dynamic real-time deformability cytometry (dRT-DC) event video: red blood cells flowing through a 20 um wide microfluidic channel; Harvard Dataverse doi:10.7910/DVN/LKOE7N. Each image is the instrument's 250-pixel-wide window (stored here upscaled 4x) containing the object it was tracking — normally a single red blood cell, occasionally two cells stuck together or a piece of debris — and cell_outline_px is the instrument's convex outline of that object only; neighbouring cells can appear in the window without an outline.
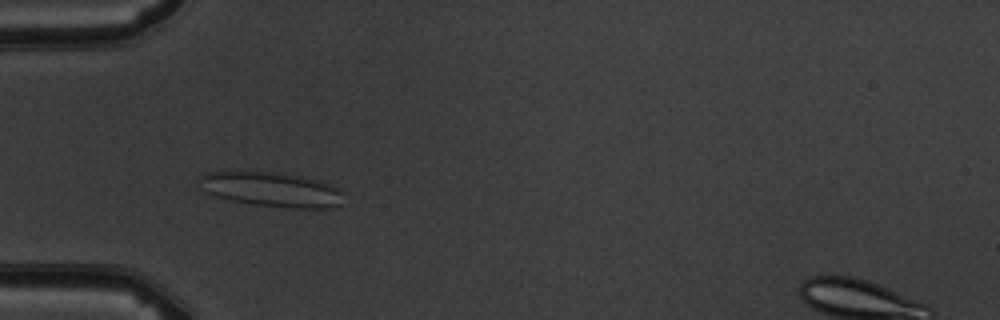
{"species": "common noctule bat (a hibernating species)", "species_latin": "Nyctalus noctula", "temperature_condition": "warm", "stored_images_in_passage": 5, "camera_frame_rate_fps": 3000, "um_per_image_px": 0.085, "animal": {"sex": "male", "body_mass_g": 19.5, "forearm_length_mm": 54.6}, "frame": {"image": 1, "passage_image": 4, "time_ms": 4.333, "image_size_px": [1000, 320], "cell_outline_px": [[340, 204], [324, 208], [292, 208], [256, 204], [232, 200], [216, 196], [200, 188], [196, 180], [204, 172], [228, 168], [244, 168], [300, 176], [320, 180], [336, 188], [340, 192]], "centroid_in_image_um": [22.88, 16.02], "position_along_channel_um": 62.1, "area_um2": 29.77}}
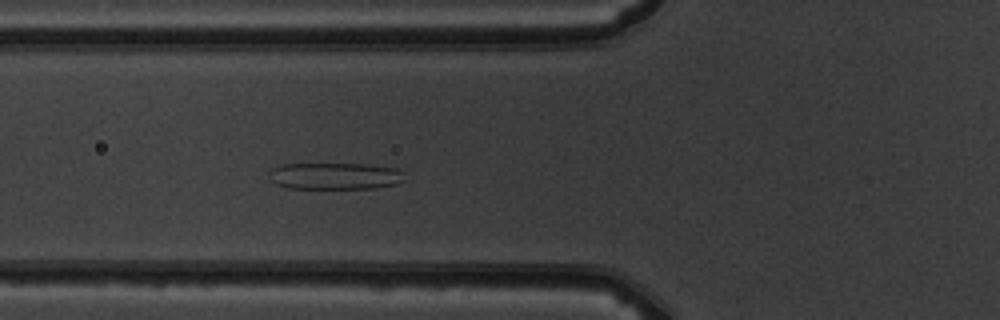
{"frame": {"image": 2, "passage_image": 5, "time_ms": 5.333, "image_size_px": [1000, 320], "cell_outline_px": [[408, 180], [396, 184], [376, 188], [288, 188], [276, 184], [272, 180], [268, 172], [272, 168], [280, 164], [364, 164], [400, 168], [404, 172]], "centroid_in_image_um": [28.55, 14.96], "position_along_channel_um": 97.2, "area_um2": 21.44}}